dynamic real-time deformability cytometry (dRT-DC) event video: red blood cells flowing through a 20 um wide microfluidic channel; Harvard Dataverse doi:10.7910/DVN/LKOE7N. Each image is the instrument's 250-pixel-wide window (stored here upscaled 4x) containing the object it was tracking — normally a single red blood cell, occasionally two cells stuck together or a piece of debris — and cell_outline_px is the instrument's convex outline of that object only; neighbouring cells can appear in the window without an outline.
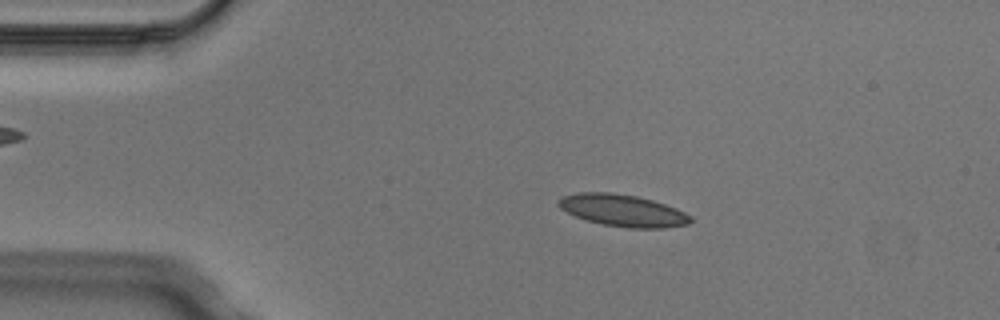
{"species": "Egyptian fruit bat (a non-hibernating species)", "species_latin": "Rousettus aegyptiacus", "temperature_condition": "cold", "stored_images_in_passage": 5, "camera_frame_rate_fps": 3000, "um_per_image_px": 0.085, "animal": {"sex": "male"}, "frame": {"image": 1, "passage_image": 2, "time_ms": 0.333, "image_size_px": [1000, 320], "cell_outline_px": [[692, 220], [688, 224], [664, 228], [628, 228], [604, 224], [588, 220], [576, 216], [560, 208], [556, 204], [564, 196], [576, 192], [608, 192], [636, 196], [652, 200], [676, 208], [692, 216]], "centroid_in_image_um": [52.95, 17.89], "position_along_channel_um": 32.0, "area_um2": 24.33}}
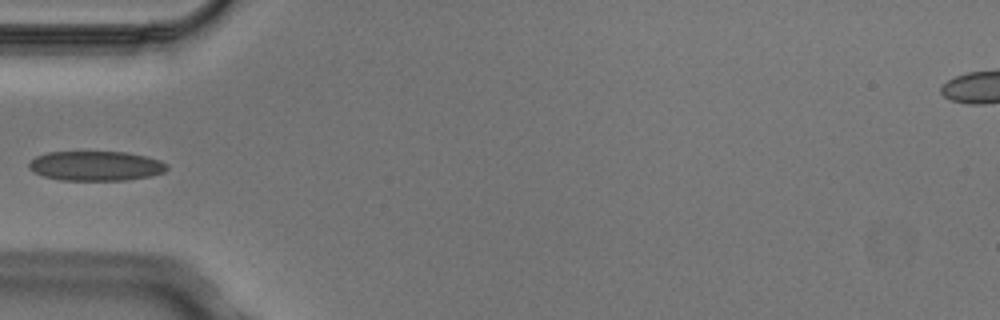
{"frame": {"image": 2, "passage_image": 4, "time_ms": 1.0, "image_size_px": [1000, 320], "cell_outline_px": [[168, 168], [164, 172], [152, 176], [124, 180], [60, 180], [44, 176], [28, 168], [28, 164], [36, 156], [48, 152], [124, 152], [144, 156], [160, 160], [168, 164]], "centroid_in_image_um": [8.16, 14.1], "position_along_channel_um": 76.8, "area_um2": 23.76}}
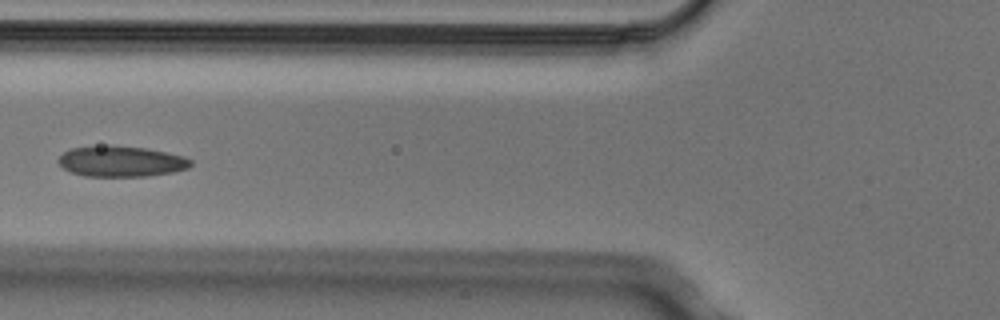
{"frame": {"image": 3, "passage_image": 5, "time_ms": 1.333, "image_size_px": [1000, 320], "cell_outline_px": [[192, 164], [188, 168], [172, 172], [148, 176], [84, 176], [72, 172], [64, 168], [56, 160], [64, 152], [72, 148], [148, 148], [184, 156], [192, 160]], "centroid_in_image_um": [10.35, 13.76], "position_along_channel_um": 115.4, "area_um2": 22.77}}